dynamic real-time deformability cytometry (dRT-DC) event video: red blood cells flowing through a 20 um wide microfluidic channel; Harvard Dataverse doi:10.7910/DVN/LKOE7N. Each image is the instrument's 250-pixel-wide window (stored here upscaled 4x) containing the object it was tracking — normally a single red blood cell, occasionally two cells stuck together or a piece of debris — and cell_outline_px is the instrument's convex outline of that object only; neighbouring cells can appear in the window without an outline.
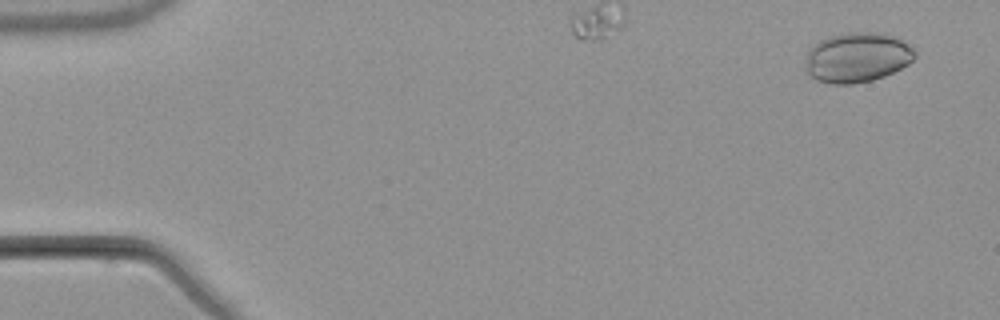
{"species": "common noctule bat (a hibernating species)", "species_latin": "Nyctalus noctula", "temperature_condition": "warm", "stored_images_in_passage": 5, "segment_of_instrument_passage": [1, 2], "camera_frame_rate_fps": 3000, "um_per_image_px": 0.085, "animal": {"sex": "male", "body_mass_g": 21.5, "forearm_length_mm": 52.0}, "frame": {"image": 1, "passage_image": 1, "time_ms": 0.0, "image_size_px": [1000, 320], "cell_outline_px": [[916, 56], [908, 64], [884, 76], [872, 80], [852, 84], [832, 84], [816, 80], [804, 68], [804, 64], [808, 48], [812, 44], [820, 40], [832, 36], [848, 32], [872, 32], [888, 36], [900, 40], [908, 44], [916, 52]], "centroid_in_image_um": [72.8, 4.89], "position_along_channel_um": 12.2, "area_um2": 31.67}}